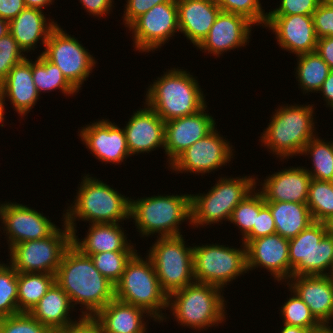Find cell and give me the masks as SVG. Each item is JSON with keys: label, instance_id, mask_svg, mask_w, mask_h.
Listing matches in <instances>:
<instances>
[{"label": "cell", "instance_id": "cell-8", "mask_svg": "<svg viewBox=\"0 0 333 333\" xmlns=\"http://www.w3.org/2000/svg\"><path fill=\"white\" fill-rule=\"evenodd\" d=\"M218 177L206 193L191 194V226L199 229L207 225L230 221L233 209L259 185L257 177ZM257 180V181H256ZM258 183V184H257ZM195 226V227H194Z\"/></svg>", "mask_w": 333, "mask_h": 333}, {"label": "cell", "instance_id": "cell-10", "mask_svg": "<svg viewBox=\"0 0 333 333\" xmlns=\"http://www.w3.org/2000/svg\"><path fill=\"white\" fill-rule=\"evenodd\" d=\"M194 280L224 290L230 282L248 272L246 246L239 248L220 243L193 246Z\"/></svg>", "mask_w": 333, "mask_h": 333}, {"label": "cell", "instance_id": "cell-34", "mask_svg": "<svg viewBox=\"0 0 333 333\" xmlns=\"http://www.w3.org/2000/svg\"><path fill=\"white\" fill-rule=\"evenodd\" d=\"M54 283L53 274L17 272L19 312L29 313Z\"/></svg>", "mask_w": 333, "mask_h": 333}, {"label": "cell", "instance_id": "cell-14", "mask_svg": "<svg viewBox=\"0 0 333 333\" xmlns=\"http://www.w3.org/2000/svg\"><path fill=\"white\" fill-rule=\"evenodd\" d=\"M225 138V139H224ZM233 145L220 134L217 127L206 137L196 141L183 151L169 166L171 172L205 174L220 170L231 162L234 154ZM220 168V169H219Z\"/></svg>", "mask_w": 333, "mask_h": 333}, {"label": "cell", "instance_id": "cell-17", "mask_svg": "<svg viewBox=\"0 0 333 333\" xmlns=\"http://www.w3.org/2000/svg\"><path fill=\"white\" fill-rule=\"evenodd\" d=\"M80 133V134H79ZM78 136L83 145L90 150L96 159L105 165L112 163L121 165L124 160L131 157L127 147L126 135L123 127H119L109 119H98L83 127L78 131Z\"/></svg>", "mask_w": 333, "mask_h": 333}, {"label": "cell", "instance_id": "cell-25", "mask_svg": "<svg viewBox=\"0 0 333 333\" xmlns=\"http://www.w3.org/2000/svg\"><path fill=\"white\" fill-rule=\"evenodd\" d=\"M0 93L4 111L9 101L21 119L30 113L40 99L32 77V59L26 57L9 71L0 83Z\"/></svg>", "mask_w": 333, "mask_h": 333}, {"label": "cell", "instance_id": "cell-54", "mask_svg": "<svg viewBox=\"0 0 333 333\" xmlns=\"http://www.w3.org/2000/svg\"><path fill=\"white\" fill-rule=\"evenodd\" d=\"M280 333H310V329H305L297 326H290L283 324V327L280 328Z\"/></svg>", "mask_w": 333, "mask_h": 333}, {"label": "cell", "instance_id": "cell-5", "mask_svg": "<svg viewBox=\"0 0 333 333\" xmlns=\"http://www.w3.org/2000/svg\"><path fill=\"white\" fill-rule=\"evenodd\" d=\"M142 238L182 235L180 225L191 224V194L153 195L130 199V220Z\"/></svg>", "mask_w": 333, "mask_h": 333}, {"label": "cell", "instance_id": "cell-45", "mask_svg": "<svg viewBox=\"0 0 333 333\" xmlns=\"http://www.w3.org/2000/svg\"><path fill=\"white\" fill-rule=\"evenodd\" d=\"M279 6L269 10L268 15H309L314 11L322 0H280Z\"/></svg>", "mask_w": 333, "mask_h": 333}, {"label": "cell", "instance_id": "cell-36", "mask_svg": "<svg viewBox=\"0 0 333 333\" xmlns=\"http://www.w3.org/2000/svg\"><path fill=\"white\" fill-rule=\"evenodd\" d=\"M306 204L315 222L333 215V182L312 179Z\"/></svg>", "mask_w": 333, "mask_h": 333}, {"label": "cell", "instance_id": "cell-44", "mask_svg": "<svg viewBox=\"0 0 333 333\" xmlns=\"http://www.w3.org/2000/svg\"><path fill=\"white\" fill-rule=\"evenodd\" d=\"M312 18L317 38L333 37V0H322Z\"/></svg>", "mask_w": 333, "mask_h": 333}, {"label": "cell", "instance_id": "cell-51", "mask_svg": "<svg viewBox=\"0 0 333 333\" xmlns=\"http://www.w3.org/2000/svg\"><path fill=\"white\" fill-rule=\"evenodd\" d=\"M316 52L333 70V37L318 38Z\"/></svg>", "mask_w": 333, "mask_h": 333}, {"label": "cell", "instance_id": "cell-53", "mask_svg": "<svg viewBox=\"0 0 333 333\" xmlns=\"http://www.w3.org/2000/svg\"><path fill=\"white\" fill-rule=\"evenodd\" d=\"M53 3L54 0H24L26 8L39 9L42 11L45 6L50 7V4L52 5Z\"/></svg>", "mask_w": 333, "mask_h": 333}, {"label": "cell", "instance_id": "cell-58", "mask_svg": "<svg viewBox=\"0 0 333 333\" xmlns=\"http://www.w3.org/2000/svg\"><path fill=\"white\" fill-rule=\"evenodd\" d=\"M4 114H5V112H4L3 103H2V99H1V93H0V127L5 126L4 124H2L6 121L5 120L6 116H4Z\"/></svg>", "mask_w": 333, "mask_h": 333}, {"label": "cell", "instance_id": "cell-15", "mask_svg": "<svg viewBox=\"0 0 333 333\" xmlns=\"http://www.w3.org/2000/svg\"><path fill=\"white\" fill-rule=\"evenodd\" d=\"M133 47L139 53H150L161 49L179 33L178 7L176 0L159 5L137 18L129 27ZM172 37V38H171Z\"/></svg>", "mask_w": 333, "mask_h": 333}, {"label": "cell", "instance_id": "cell-52", "mask_svg": "<svg viewBox=\"0 0 333 333\" xmlns=\"http://www.w3.org/2000/svg\"><path fill=\"white\" fill-rule=\"evenodd\" d=\"M318 93L324 98L326 107H330L333 111V70L328 74Z\"/></svg>", "mask_w": 333, "mask_h": 333}, {"label": "cell", "instance_id": "cell-35", "mask_svg": "<svg viewBox=\"0 0 333 333\" xmlns=\"http://www.w3.org/2000/svg\"><path fill=\"white\" fill-rule=\"evenodd\" d=\"M302 155L312 161L311 168L304 167L312 179L333 182V141L323 140L317 134L306 144Z\"/></svg>", "mask_w": 333, "mask_h": 333}, {"label": "cell", "instance_id": "cell-23", "mask_svg": "<svg viewBox=\"0 0 333 333\" xmlns=\"http://www.w3.org/2000/svg\"><path fill=\"white\" fill-rule=\"evenodd\" d=\"M311 176L304 166L287 167L266 176L257 189L265 202H296L306 204Z\"/></svg>", "mask_w": 333, "mask_h": 333}, {"label": "cell", "instance_id": "cell-9", "mask_svg": "<svg viewBox=\"0 0 333 333\" xmlns=\"http://www.w3.org/2000/svg\"><path fill=\"white\" fill-rule=\"evenodd\" d=\"M183 235L157 237L147 256L152 260L162 290L171 293L191 285L194 280L193 247Z\"/></svg>", "mask_w": 333, "mask_h": 333}, {"label": "cell", "instance_id": "cell-7", "mask_svg": "<svg viewBox=\"0 0 333 333\" xmlns=\"http://www.w3.org/2000/svg\"><path fill=\"white\" fill-rule=\"evenodd\" d=\"M145 258L137 252L127 263L114 286L115 299L144 309L160 324L169 318L162 312L168 308V295L160 286L152 260Z\"/></svg>", "mask_w": 333, "mask_h": 333}, {"label": "cell", "instance_id": "cell-33", "mask_svg": "<svg viewBox=\"0 0 333 333\" xmlns=\"http://www.w3.org/2000/svg\"><path fill=\"white\" fill-rule=\"evenodd\" d=\"M37 59V60H36ZM32 60V77L38 94L61 90L64 96H73L78 91L63 76L62 71L42 54Z\"/></svg>", "mask_w": 333, "mask_h": 333}, {"label": "cell", "instance_id": "cell-30", "mask_svg": "<svg viewBox=\"0 0 333 333\" xmlns=\"http://www.w3.org/2000/svg\"><path fill=\"white\" fill-rule=\"evenodd\" d=\"M73 311L74 307L69 296L55 282L29 313L41 324L55 332L66 329L82 319L80 315L78 320L72 319L70 314Z\"/></svg>", "mask_w": 333, "mask_h": 333}, {"label": "cell", "instance_id": "cell-40", "mask_svg": "<svg viewBox=\"0 0 333 333\" xmlns=\"http://www.w3.org/2000/svg\"><path fill=\"white\" fill-rule=\"evenodd\" d=\"M136 253L137 251H109L88 256L96 269L115 286L127 263Z\"/></svg>", "mask_w": 333, "mask_h": 333}, {"label": "cell", "instance_id": "cell-28", "mask_svg": "<svg viewBox=\"0 0 333 333\" xmlns=\"http://www.w3.org/2000/svg\"><path fill=\"white\" fill-rule=\"evenodd\" d=\"M44 13L39 9L25 8L9 22V33L24 53L35 51L37 43H42L45 48L50 32L58 25Z\"/></svg>", "mask_w": 333, "mask_h": 333}, {"label": "cell", "instance_id": "cell-1", "mask_svg": "<svg viewBox=\"0 0 333 333\" xmlns=\"http://www.w3.org/2000/svg\"><path fill=\"white\" fill-rule=\"evenodd\" d=\"M55 282L67 293L74 310L80 304L82 318H93L115 298L114 285L73 244L63 254Z\"/></svg>", "mask_w": 333, "mask_h": 333}, {"label": "cell", "instance_id": "cell-20", "mask_svg": "<svg viewBox=\"0 0 333 333\" xmlns=\"http://www.w3.org/2000/svg\"><path fill=\"white\" fill-rule=\"evenodd\" d=\"M248 273L257 268L270 272L275 282L290 278L289 240L279 234L253 239L246 245Z\"/></svg>", "mask_w": 333, "mask_h": 333}, {"label": "cell", "instance_id": "cell-3", "mask_svg": "<svg viewBox=\"0 0 333 333\" xmlns=\"http://www.w3.org/2000/svg\"><path fill=\"white\" fill-rule=\"evenodd\" d=\"M307 104L279 105L272 113L268 127L260 134L261 146L281 161L300 156L306 144L318 133L313 117L316 116L315 104Z\"/></svg>", "mask_w": 333, "mask_h": 333}, {"label": "cell", "instance_id": "cell-48", "mask_svg": "<svg viewBox=\"0 0 333 333\" xmlns=\"http://www.w3.org/2000/svg\"><path fill=\"white\" fill-rule=\"evenodd\" d=\"M87 14L95 16L94 18H101L107 14H111L115 7L114 0H79ZM113 7V8H112ZM112 10V11H111Z\"/></svg>", "mask_w": 333, "mask_h": 333}, {"label": "cell", "instance_id": "cell-42", "mask_svg": "<svg viewBox=\"0 0 333 333\" xmlns=\"http://www.w3.org/2000/svg\"><path fill=\"white\" fill-rule=\"evenodd\" d=\"M0 333H53L28 312L0 319Z\"/></svg>", "mask_w": 333, "mask_h": 333}, {"label": "cell", "instance_id": "cell-13", "mask_svg": "<svg viewBox=\"0 0 333 333\" xmlns=\"http://www.w3.org/2000/svg\"><path fill=\"white\" fill-rule=\"evenodd\" d=\"M58 24L49 34L42 54L56 65L67 81L79 92L93 73L97 60L78 38L66 33Z\"/></svg>", "mask_w": 333, "mask_h": 333}, {"label": "cell", "instance_id": "cell-57", "mask_svg": "<svg viewBox=\"0 0 333 333\" xmlns=\"http://www.w3.org/2000/svg\"><path fill=\"white\" fill-rule=\"evenodd\" d=\"M310 333H333L332 325H322L320 328L310 331Z\"/></svg>", "mask_w": 333, "mask_h": 333}, {"label": "cell", "instance_id": "cell-31", "mask_svg": "<svg viewBox=\"0 0 333 333\" xmlns=\"http://www.w3.org/2000/svg\"><path fill=\"white\" fill-rule=\"evenodd\" d=\"M274 219L276 234L286 239L296 237L314 221L307 204L296 202H265Z\"/></svg>", "mask_w": 333, "mask_h": 333}, {"label": "cell", "instance_id": "cell-50", "mask_svg": "<svg viewBox=\"0 0 333 333\" xmlns=\"http://www.w3.org/2000/svg\"><path fill=\"white\" fill-rule=\"evenodd\" d=\"M53 333H102V330L92 318H82L78 323Z\"/></svg>", "mask_w": 333, "mask_h": 333}, {"label": "cell", "instance_id": "cell-22", "mask_svg": "<svg viewBox=\"0 0 333 333\" xmlns=\"http://www.w3.org/2000/svg\"><path fill=\"white\" fill-rule=\"evenodd\" d=\"M130 117L123 130L131 156L164 149L165 122L155 111L144 103Z\"/></svg>", "mask_w": 333, "mask_h": 333}, {"label": "cell", "instance_id": "cell-2", "mask_svg": "<svg viewBox=\"0 0 333 333\" xmlns=\"http://www.w3.org/2000/svg\"><path fill=\"white\" fill-rule=\"evenodd\" d=\"M76 196L63 212V219L72 234L77 233L76 221L89 224L120 223L130 219V199L92 174L79 182ZM123 222V223H122Z\"/></svg>", "mask_w": 333, "mask_h": 333}, {"label": "cell", "instance_id": "cell-29", "mask_svg": "<svg viewBox=\"0 0 333 333\" xmlns=\"http://www.w3.org/2000/svg\"><path fill=\"white\" fill-rule=\"evenodd\" d=\"M88 227V232L82 239L72 234V244L85 255L109 251H137L136 246L127 239V233L120 223L89 224Z\"/></svg>", "mask_w": 333, "mask_h": 333}, {"label": "cell", "instance_id": "cell-56", "mask_svg": "<svg viewBox=\"0 0 333 333\" xmlns=\"http://www.w3.org/2000/svg\"><path fill=\"white\" fill-rule=\"evenodd\" d=\"M9 33V22L0 17V38Z\"/></svg>", "mask_w": 333, "mask_h": 333}, {"label": "cell", "instance_id": "cell-4", "mask_svg": "<svg viewBox=\"0 0 333 333\" xmlns=\"http://www.w3.org/2000/svg\"><path fill=\"white\" fill-rule=\"evenodd\" d=\"M179 68L166 69L146 88L144 103L164 122L195 114L207 105L197 77Z\"/></svg>", "mask_w": 333, "mask_h": 333}, {"label": "cell", "instance_id": "cell-16", "mask_svg": "<svg viewBox=\"0 0 333 333\" xmlns=\"http://www.w3.org/2000/svg\"><path fill=\"white\" fill-rule=\"evenodd\" d=\"M38 211L21 203L0 202V231L6 233L8 249L17 243L49 237L59 228Z\"/></svg>", "mask_w": 333, "mask_h": 333}, {"label": "cell", "instance_id": "cell-6", "mask_svg": "<svg viewBox=\"0 0 333 333\" xmlns=\"http://www.w3.org/2000/svg\"><path fill=\"white\" fill-rule=\"evenodd\" d=\"M223 291L215 285L194 282L168 296V310L184 328L200 332L215 328L227 318Z\"/></svg>", "mask_w": 333, "mask_h": 333}, {"label": "cell", "instance_id": "cell-19", "mask_svg": "<svg viewBox=\"0 0 333 333\" xmlns=\"http://www.w3.org/2000/svg\"><path fill=\"white\" fill-rule=\"evenodd\" d=\"M252 26L255 25L242 15L220 11L208 35L196 49L216 58L230 50L242 49L250 41Z\"/></svg>", "mask_w": 333, "mask_h": 333}, {"label": "cell", "instance_id": "cell-39", "mask_svg": "<svg viewBox=\"0 0 333 333\" xmlns=\"http://www.w3.org/2000/svg\"><path fill=\"white\" fill-rule=\"evenodd\" d=\"M17 296V271L0 261V319L20 313Z\"/></svg>", "mask_w": 333, "mask_h": 333}, {"label": "cell", "instance_id": "cell-26", "mask_svg": "<svg viewBox=\"0 0 333 333\" xmlns=\"http://www.w3.org/2000/svg\"><path fill=\"white\" fill-rule=\"evenodd\" d=\"M178 26L194 47L208 35L221 9L214 0H176Z\"/></svg>", "mask_w": 333, "mask_h": 333}, {"label": "cell", "instance_id": "cell-46", "mask_svg": "<svg viewBox=\"0 0 333 333\" xmlns=\"http://www.w3.org/2000/svg\"><path fill=\"white\" fill-rule=\"evenodd\" d=\"M272 234H276V227L270 208L265 205L259 211V215H256V227H253V229L243 239H241V242L246 245L253 239Z\"/></svg>", "mask_w": 333, "mask_h": 333}, {"label": "cell", "instance_id": "cell-27", "mask_svg": "<svg viewBox=\"0 0 333 333\" xmlns=\"http://www.w3.org/2000/svg\"><path fill=\"white\" fill-rule=\"evenodd\" d=\"M146 317L153 318L144 309L114 298L92 319L102 333H147Z\"/></svg>", "mask_w": 333, "mask_h": 333}, {"label": "cell", "instance_id": "cell-11", "mask_svg": "<svg viewBox=\"0 0 333 333\" xmlns=\"http://www.w3.org/2000/svg\"><path fill=\"white\" fill-rule=\"evenodd\" d=\"M290 278L329 275L333 265V237L326 235L323 222H313L289 239Z\"/></svg>", "mask_w": 333, "mask_h": 333}, {"label": "cell", "instance_id": "cell-59", "mask_svg": "<svg viewBox=\"0 0 333 333\" xmlns=\"http://www.w3.org/2000/svg\"><path fill=\"white\" fill-rule=\"evenodd\" d=\"M329 276H331V277L333 278V265H332V267H331V270H330V274H329Z\"/></svg>", "mask_w": 333, "mask_h": 333}, {"label": "cell", "instance_id": "cell-18", "mask_svg": "<svg viewBox=\"0 0 333 333\" xmlns=\"http://www.w3.org/2000/svg\"><path fill=\"white\" fill-rule=\"evenodd\" d=\"M215 120L209 115L206 105L195 114L166 121L164 153L168 157L167 164L170 165L188 147L212 132L217 127Z\"/></svg>", "mask_w": 333, "mask_h": 333}, {"label": "cell", "instance_id": "cell-24", "mask_svg": "<svg viewBox=\"0 0 333 333\" xmlns=\"http://www.w3.org/2000/svg\"><path fill=\"white\" fill-rule=\"evenodd\" d=\"M286 285L297 293L322 325L333 324V278L331 276H292Z\"/></svg>", "mask_w": 333, "mask_h": 333}, {"label": "cell", "instance_id": "cell-43", "mask_svg": "<svg viewBox=\"0 0 333 333\" xmlns=\"http://www.w3.org/2000/svg\"><path fill=\"white\" fill-rule=\"evenodd\" d=\"M27 55L18 46L10 33L0 38V83L7 77L9 71Z\"/></svg>", "mask_w": 333, "mask_h": 333}, {"label": "cell", "instance_id": "cell-47", "mask_svg": "<svg viewBox=\"0 0 333 333\" xmlns=\"http://www.w3.org/2000/svg\"><path fill=\"white\" fill-rule=\"evenodd\" d=\"M170 0H127L124 4V15L122 16L125 28L129 27L137 18L159 5Z\"/></svg>", "mask_w": 333, "mask_h": 333}, {"label": "cell", "instance_id": "cell-37", "mask_svg": "<svg viewBox=\"0 0 333 333\" xmlns=\"http://www.w3.org/2000/svg\"><path fill=\"white\" fill-rule=\"evenodd\" d=\"M287 288L291 292L289 294L291 296L279 308L281 317H283L282 323L310 329L311 331L320 328L322 324L314 317L309 307L289 286Z\"/></svg>", "mask_w": 333, "mask_h": 333}, {"label": "cell", "instance_id": "cell-21", "mask_svg": "<svg viewBox=\"0 0 333 333\" xmlns=\"http://www.w3.org/2000/svg\"><path fill=\"white\" fill-rule=\"evenodd\" d=\"M265 27L275 34V40L282 50L296 56L316 51L318 38L312 16L268 15Z\"/></svg>", "mask_w": 333, "mask_h": 333}, {"label": "cell", "instance_id": "cell-41", "mask_svg": "<svg viewBox=\"0 0 333 333\" xmlns=\"http://www.w3.org/2000/svg\"><path fill=\"white\" fill-rule=\"evenodd\" d=\"M221 11L246 17L255 26L265 28L268 13L262 9L260 0H214Z\"/></svg>", "mask_w": 333, "mask_h": 333}, {"label": "cell", "instance_id": "cell-55", "mask_svg": "<svg viewBox=\"0 0 333 333\" xmlns=\"http://www.w3.org/2000/svg\"><path fill=\"white\" fill-rule=\"evenodd\" d=\"M323 224L326 229V235L333 237V215L329 216L326 220H324Z\"/></svg>", "mask_w": 333, "mask_h": 333}, {"label": "cell", "instance_id": "cell-32", "mask_svg": "<svg viewBox=\"0 0 333 333\" xmlns=\"http://www.w3.org/2000/svg\"><path fill=\"white\" fill-rule=\"evenodd\" d=\"M297 68L295 67V77L298 81L299 89L305 95L318 93L323 82L330 73L329 65L317 54V52L305 53L295 56Z\"/></svg>", "mask_w": 333, "mask_h": 333}, {"label": "cell", "instance_id": "cell-49", "mask_svg": "<svg viewBox=\"0 0 333 333\" xmlns=\"http://www.w3.org/2000/svg\"><path fill=\"white\" fill-rule=\"evenodd\" d=\"M25 8L24 0H0V17L10 22Z\"/></svg>", "mask_w": 333, "mask_h": 333}, {"label": "cell", "instance_id": "cell-38", "mask_svg": "<svg viewBox=\"0 0 333 333\" xmlns=\"http://www.w3.org/2000/svg\"><path fill=\"white\" fill-rule=\"evenodd\" d=\"M265 205L262 194L255 188L233 209L229 222L238 227L242 239L256 227V215Z\"/></svg>", "mask_w": 333, "mask_h": 333}, {"label": "cell", "instance_id": "cell-12", "mask_svg": "<svg viewBox=\"0 0 333 333\" xmlns=\"http://www.w3.org/2000/svg\"><path fill=\"white\" fill-rule=\"evenodd\" d=\"M51 236L13 245L7 261L17 272L55 275L63 254L72 244V231L62 222Z\"/></svg>", "mask_w": 333, "mask_h": 333}]
</instances>
